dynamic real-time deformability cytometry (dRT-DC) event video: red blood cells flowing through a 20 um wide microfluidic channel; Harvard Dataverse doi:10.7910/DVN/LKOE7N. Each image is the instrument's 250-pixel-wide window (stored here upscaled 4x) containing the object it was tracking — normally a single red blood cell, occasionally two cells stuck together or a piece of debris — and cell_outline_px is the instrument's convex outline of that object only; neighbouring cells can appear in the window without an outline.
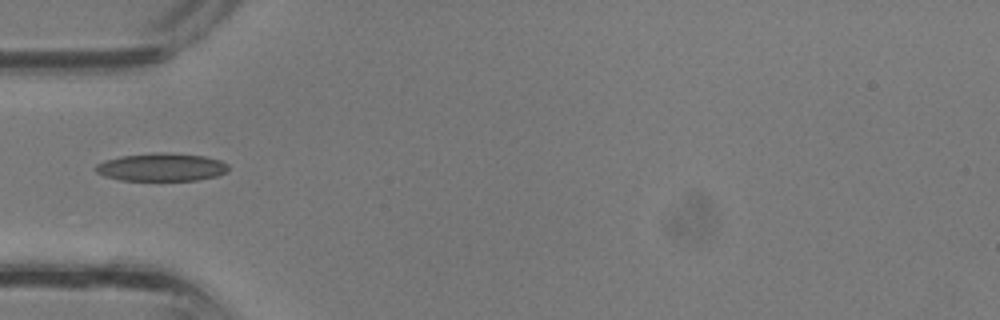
{"species": "common noctule bat (a hibernating species)", "species_latin": "Nyctalus noctula", "temperature_condition": "room temperature", "stored_images_in_passage": 25, "camera_frame_rate_fps": 3000, "um_per_image_px": 0.085, "animal": {"sex": "male", "body_mass_g": 13.3}, "frame": {"image": 1, "passage_image": 1, "time_ms": 0.0, "image_size_px": [1000, 320], "cell_outline_px": [[228, 172], [216, 176], [196, 180], [120, 180], [104, 176], [96, 172], [96, 164], [104, 160], [120, 156], [204, 156], [220, 160], [228, 164]], "centroid_in_image_um": [13.72, 14.27], "position_along_channel_um": 71.3, "area_um2": 20.35}}
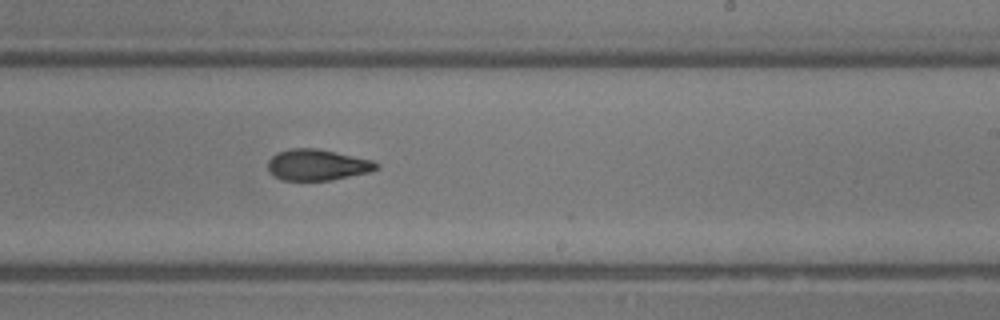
{"frame": {"image": 2, "passage_image": 11, "time_ms": 3.333, "image_size_px": [1000, 320], "cell_outline_px": [[380, 168], [372, 172], [332, 180], [284, 180], [276, 176], [268, 168], [268, 160], [276, 152], [292, 148], [316, 148], [372, 160], [380, 164]], "centroid_in_image_um": [27.02, 14.01], "position_along_channel_um": 262.0, "area_um2": 19.65}}
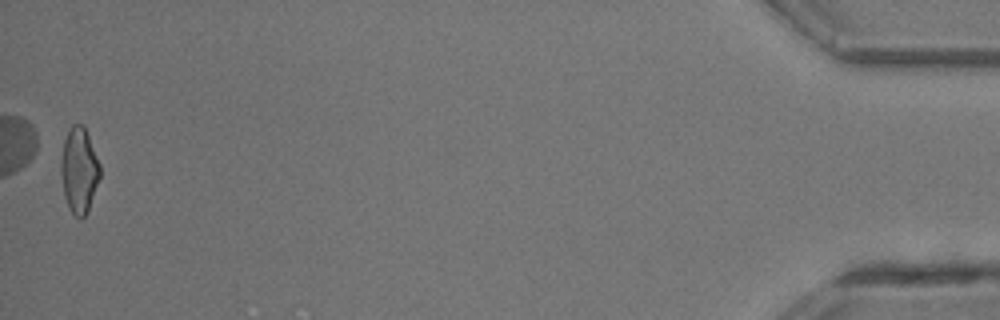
{"frame": {"image": 3, "passage_image": 25, "time_ms": 8.0, "image_size_px": [1000, 320], "cell_outline_px": [[100, 176], [88, 212], [80, 220], [68, 208], [64, 196], [60, 172], [60, 164], [64, 140], [68, 128], [72, 124], [84, 124], [100, 164]], "centroid_in_image_um": [6.71, 14.46], "position_along_channel_um": 428.5, "area_um2": 19.71}}